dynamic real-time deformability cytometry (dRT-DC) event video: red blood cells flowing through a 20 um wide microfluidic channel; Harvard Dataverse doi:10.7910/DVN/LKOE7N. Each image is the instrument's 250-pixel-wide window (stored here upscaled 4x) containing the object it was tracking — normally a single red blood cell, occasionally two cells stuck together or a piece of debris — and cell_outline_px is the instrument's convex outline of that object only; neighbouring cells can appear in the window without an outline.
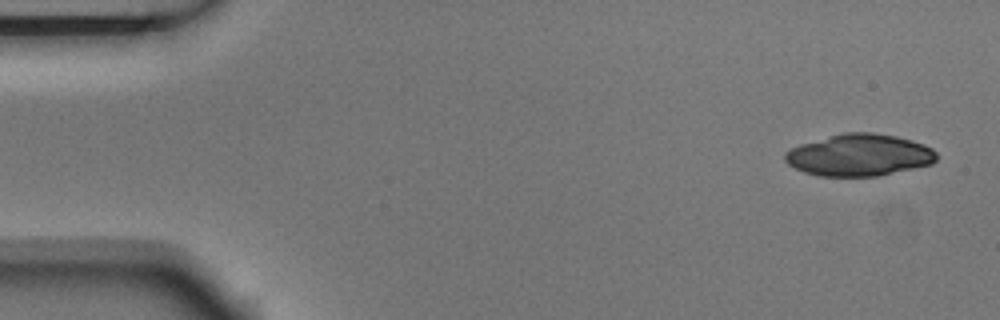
{"species": "Egyptian fruit bat (a non-hibernating species)", "species_latin": "Rousettus aegyptiacus", "temperature_condition": "room temperature", "stored_images_in_passage": 5, "camera_frame_rate_fps": 3000, "um_per_image_px": 0.085, "animal": {"sex": "male"}, "frame": {"image": 1, "passage_image": 1, "time_ms": 0.0, "image_size_px": [1000, 320], "cell_outline_px": [[936, 160], [932, 164], [876, 176], [820, 176], [804, 172], [788, 164], [784, 160], [784, 152], [800, 144], [844, 132], [872, 132], [896, 136], [912, 140], [924, 144], [932, 148], [936, 152]], "centroid_in_image_um": [73.03, 13.17], "position_along_channel_um": 12.0, "area_um2": 36.93}}